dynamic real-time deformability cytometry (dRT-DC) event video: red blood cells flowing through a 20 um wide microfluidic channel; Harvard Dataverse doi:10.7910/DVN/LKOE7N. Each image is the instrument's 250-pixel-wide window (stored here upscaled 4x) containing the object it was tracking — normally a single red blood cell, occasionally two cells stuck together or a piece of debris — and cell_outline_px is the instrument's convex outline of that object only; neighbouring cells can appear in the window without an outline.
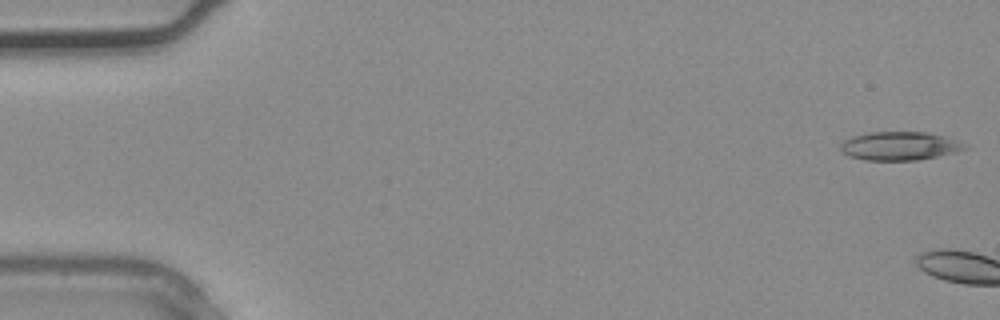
{"species": "common noctule bat (a hibernating species)", "species_latin": "Nyctalus noctula", "temperature_condition": "warm", "stored_images_in_passage": 3, "camera_frame_rate_fps": 3000, "um_per_image_px": 0.085, "animal": {"sex": "male", "body_mass_g": 20.4}, "frame": {"image": 1, "passage_image": 1, "time_ms": 0.0, "image_size_px": [1000, 320], "cell_outline_px": [[968, 148], [956, 152], [916, 160], [864, 160], [848, 156], [840, 152], [840, 144], [844, 140], [852, 136], [868, 132], [928, 132], [960, 140], [968, 144]], "centroid_in_image_um": [76.47, 12.4], "position_along_channel_um": 8.5, "area_um2": 20.92}}